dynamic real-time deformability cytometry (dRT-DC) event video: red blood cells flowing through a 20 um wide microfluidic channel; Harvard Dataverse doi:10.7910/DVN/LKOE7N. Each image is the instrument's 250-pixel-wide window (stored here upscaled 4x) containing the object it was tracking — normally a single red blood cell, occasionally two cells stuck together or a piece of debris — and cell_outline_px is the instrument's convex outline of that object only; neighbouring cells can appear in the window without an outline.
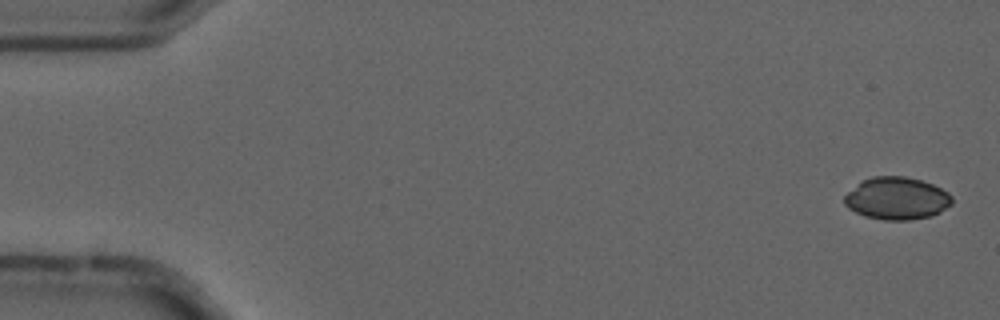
{"species": "common noctule bat (a hibernating species)", "species_latin": "Nyctalus noctula", "temperature_condition": "cold", "stored_images_in_passage": 55, "camera_frame_rate_fps": 3000, "um_per_image_px": 0.085, "animal": {"sex": "male", "forearm_length_mm": 52.5}, "frame": {"image": 1, "passage_image": 2, "time_ms": 0.333, "image_size_px": [1000, 320], "cell_outline_px": [[952, 204], [940, 212], [932, 216], [908, 220], [884, 220], [864, 216], [848, 208], [844, 204], [844, 196], [848, 192], [864, 180], [872, 176], [904, 176], [920, 180], [932, 184], [948, 192], [952, 196]], "centroid_in_image_um": [76.24, 16.87], "position_along_channel_um": 8.8, "area_um2": 26.53}}
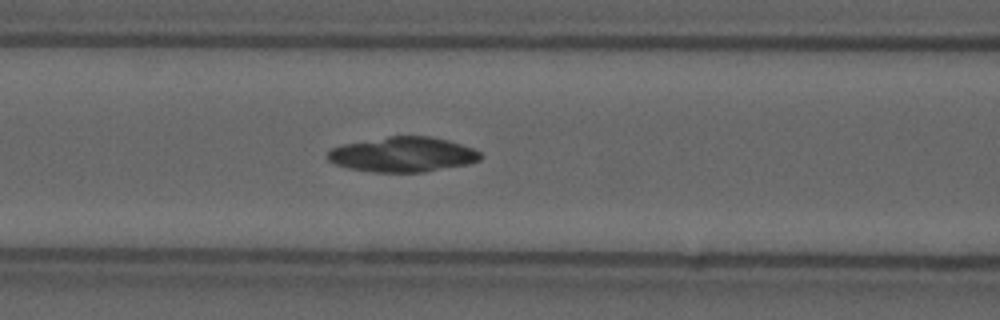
{"frame": {"image": 2, "passage_image": 23, "time_ms": 7.333, "image_size_px": [1000, 320], "cell_outline_px": [[484, 156], [480, 160], [468, 164], [424, 172], [376, 172], [348, 168], [336, 164], [328, 160], [328, 152], [332, 148], [344, 144], [388, 136], [432, 136], [448, 140], [472, 148], [480, 152]], "centroid_in_image_um": [34.27, 13.13], "position_along_channel_um": 132.3, "area_um2": 31.04}}
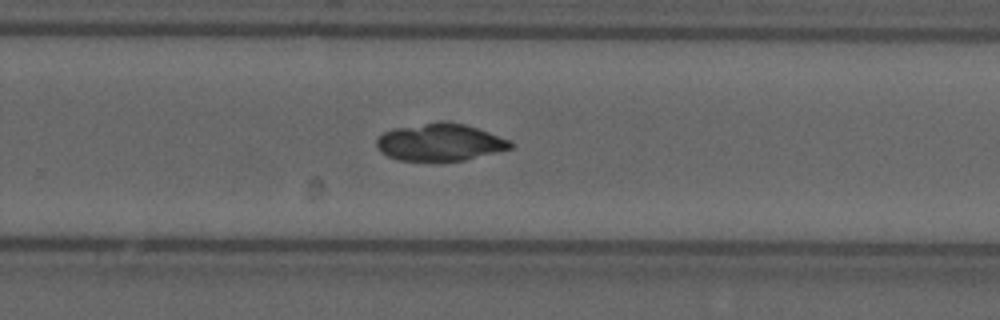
{"frame": {"image": 3, "passage_image": 36, "time_ms": 11.667, "image_size_px": [1000, 320], "cell_outline_px": [[512, 148], [464, 160], [396, 160], [380, 152], [376, 148], [376, 140], [384, 132], [392, 128], [440, 120], [448, 120], [464, 124], [488, 132], [508, 140], [512, 144]], "centroid_in_image_um": [37.33, 12.07], "position_along_channel_um": 292.5, "area_um2": 29.02}}